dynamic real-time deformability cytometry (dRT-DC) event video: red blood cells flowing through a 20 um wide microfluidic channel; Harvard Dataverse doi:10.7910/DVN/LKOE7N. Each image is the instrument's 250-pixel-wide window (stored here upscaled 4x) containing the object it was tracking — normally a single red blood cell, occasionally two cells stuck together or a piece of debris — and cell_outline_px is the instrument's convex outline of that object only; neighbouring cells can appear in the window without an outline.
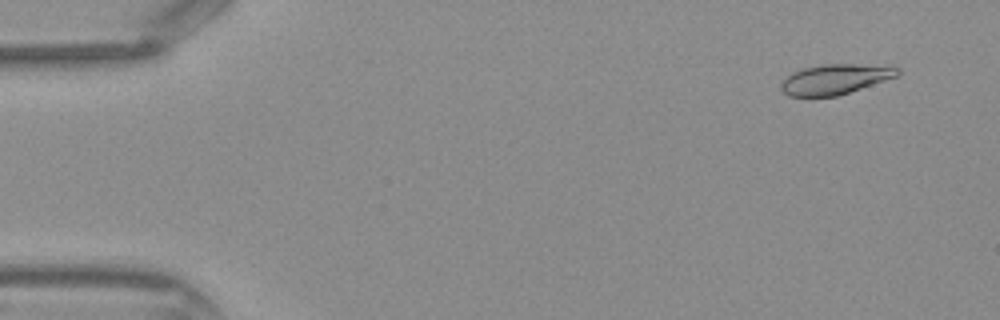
{"species": "Egyptian fruit bat (a non-hibernating species)", "species_latin": "Rousettus aegyptiacus", "temperature_condition": "warm", "stored_images_in_passage": 12, "camera_frame_rate_fps": 3000, "um_per_image_px": 0.085, "frame": {"image": 1, "passage_image": 3, "time_ms": 0.667, "image_size_px": [1000, 320], "cell_outline_px": [[900, 72], [896, 76], [836, 96], [788, 96], [780, 88], [780, 84], [792, 72], [804, 68], [824, 64], [856, 64], [900, 68]], "centroid_in_image_um": [70.92, 6.73], "position_along_channel_um": 14.1, "area_um2": 19.88}}